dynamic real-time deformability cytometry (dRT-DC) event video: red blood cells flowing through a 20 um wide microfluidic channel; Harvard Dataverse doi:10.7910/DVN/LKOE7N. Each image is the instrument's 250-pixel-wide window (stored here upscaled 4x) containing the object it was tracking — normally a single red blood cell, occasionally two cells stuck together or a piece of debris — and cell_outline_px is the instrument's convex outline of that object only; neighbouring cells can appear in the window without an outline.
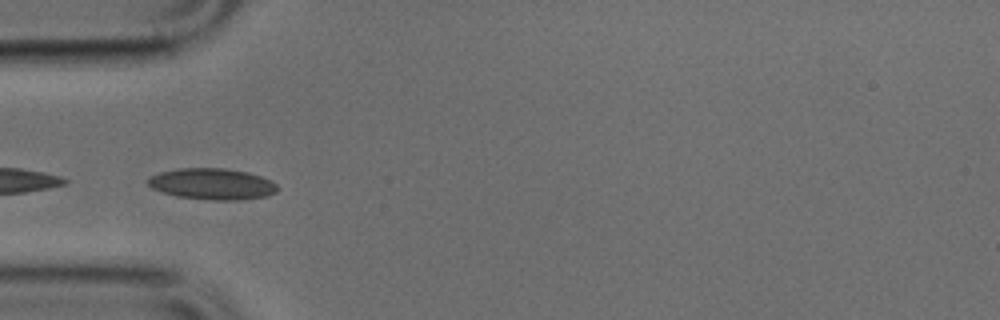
{"species": "common noctule bat (a hibernating species)", "species_latin": "Nyctalus noctula", "temperature_condition": "cold", "stored_images_in_passage": 17, "camera_frame_rate_fps": 3000, "um_per_image_px": 0.085, "animal": {"sex": "male", "body_mass_g": 17.9, "forearm_length_mm": 54.2}, "frame": {"image": 1, "passage_image": 11, "time_ms": 3.333, "image_size_px": [1000, 320], "cell_outline_px": [[280, 188], [276, 192], [268, 196], [236, 200], [212, 200], [176, 196], [152, 188], [148, 184], [148, 180], [152, 176], [160, 172], [180, 168], [224, 168], [248, 172], [272, 180]], "centroid_in_image_um": [18.09, 15.63], "position_along_channel_um": 66.9, "area_um2": 23.52}}